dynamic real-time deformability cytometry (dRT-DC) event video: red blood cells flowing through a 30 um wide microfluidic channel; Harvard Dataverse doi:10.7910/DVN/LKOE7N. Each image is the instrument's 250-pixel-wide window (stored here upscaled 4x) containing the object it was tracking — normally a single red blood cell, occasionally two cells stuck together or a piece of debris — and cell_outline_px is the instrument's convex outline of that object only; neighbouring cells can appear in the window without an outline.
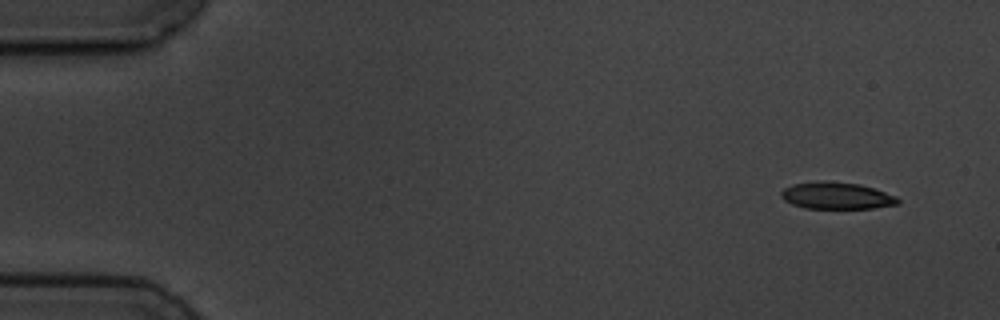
{"species": "common noctule bat (a hibernating species)", "species_latin": "Nyctalus noctula", "temperature_condition": "cold", "stored_images_in_passage": 5, "camera_frame_rate_fps": 3000, "um_per_image_px": 0.085, "animal": {"sex": "male", "body_mass_g": 19.5, "forearm_length_mm": 54.6}, "frame": {"image": 1, "passage_image": 1, "time_ms": 0.0, "image_size_px": [1000, 320], "cell_outline_px": [[900, 204], [872, 208], [804, 208], [792, 204], [784, 200], [780, 196], [780, 192], [784, 188], [792, 184], [820, 180], [824, 180], [860, 184], [896, 196], [900, 200]], "centroid_in_image_um": [71.08, 16.62], "position_along_channel_um": 13.9, "area_um2": 18.38}}
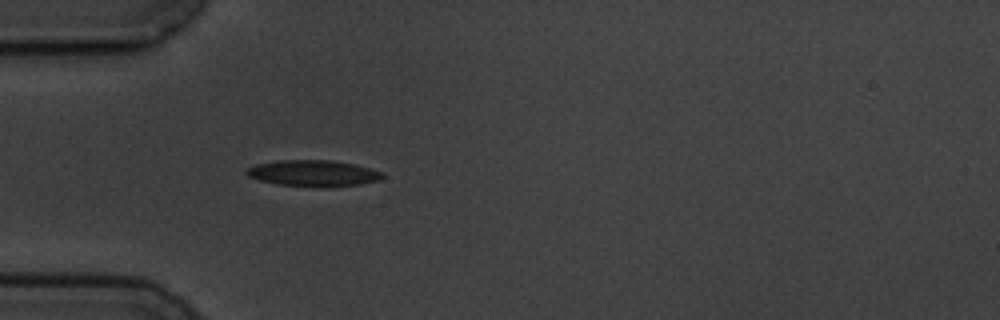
{"frame": {"image": 2, "passage_image": 5, "time_ms": 4.333, "image_size_px": [1000, 320], "cell_outline_px": [[384, 176], [380, 180], [360, 184], [328, 188], [276, 184], [260, 180], [248, 176], [244, 172], [248, 168], [256, 164], [280, 160], [332, 160], [356, 164], [380, 172]], "centroid_in_image_um": [26.63, 14.73], "position_along_channel_um": 58.4, "area_um2": 20.87}}